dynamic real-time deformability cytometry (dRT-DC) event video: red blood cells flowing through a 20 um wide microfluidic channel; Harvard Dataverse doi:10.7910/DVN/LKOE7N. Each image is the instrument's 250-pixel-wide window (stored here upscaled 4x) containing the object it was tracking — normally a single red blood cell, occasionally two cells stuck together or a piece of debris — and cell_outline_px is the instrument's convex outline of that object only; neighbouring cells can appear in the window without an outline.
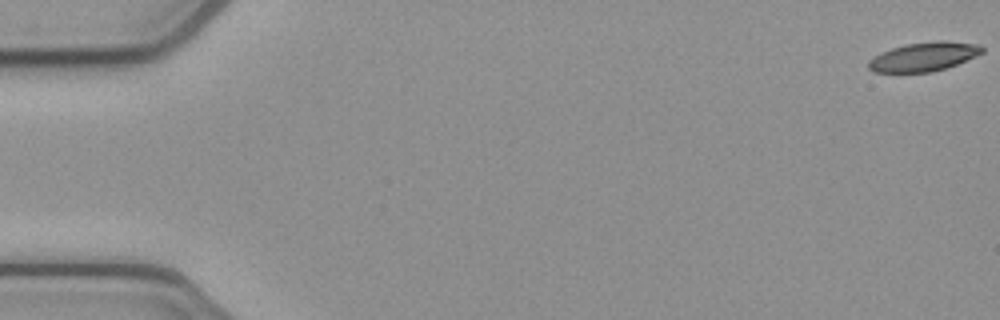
{"species": "common noctule bat (a hibernating species)", "species_latin": "Nyctalus noctula", "temperature_condition": "cold", "stored_images_in_passage": 54, "camera_frame_rate_fps": 3000, "um_per_image_px": 0.085, "animal": {"sex": "female", "body_mass_g": 21.9}, "frame": {"image": 1, "passage_image": 1, "time_ms": 0.0, "image_size_px": [1000, 320], "cell_outline_px": [[984, 52], [976, 56], [956, 64], [932, 72], [872, 72], [868, 68], [868, 60], [880, 52], [892, 48], [908, 44], [940, 40], [980, 44], [984, 48]], "centroid_in_image_um": [78.52, 4.82], "position_along_channel_um": 6.5, "area_um2": 19.13}}
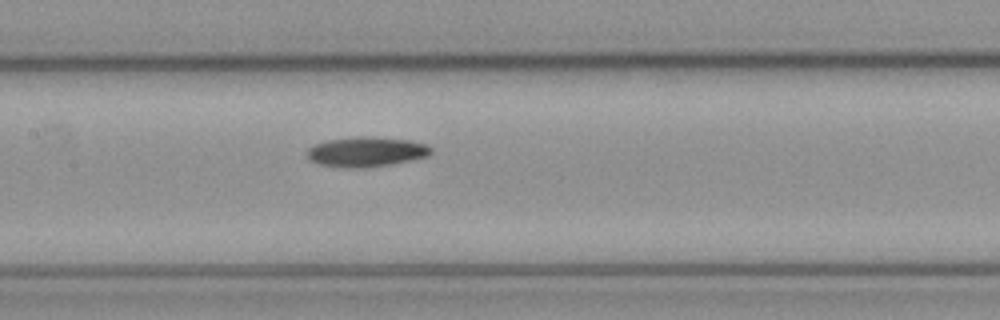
{"frame": {"image": 2, "passage_image": 26, "time_ms": 8.333, "image_size_px": [1000, 320], "cell_outline_px": [[432, 152], [428, 156], [392, 164], [368, 168], [340, 168], [320, 164], [308, 160], [308, 148], [316, 144], [328, 140], [408, 140], [428, 144], [432, 148]], "centroid_in_image_um": [31.15, 12.99], "position_along_channel_um": 176.3, "area_um2": 20.46}}
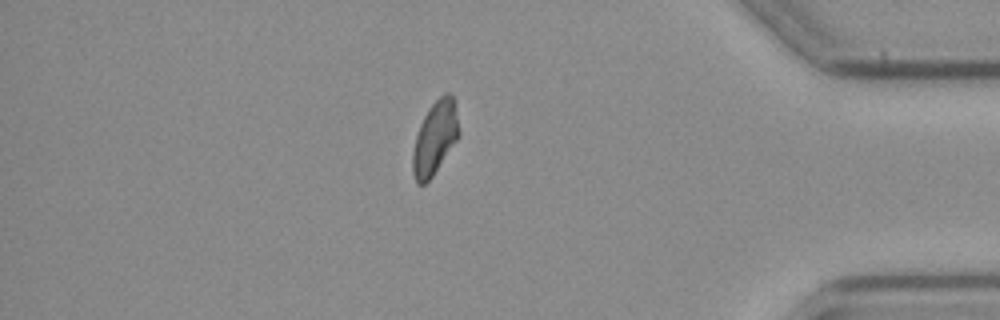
{"frame": {"image": 3, "passage_image": 46, "time_ms": 15.0, "image_size_px": [1000, 320], "cell_outline_px": [[460, 136], [432, 176], [424, 184], [416, 184], [412, 172], [412, 152], [416, 136], [420, 124], [428, 108], [444, 92], [448, 92], [456, 100], [460, 132]], "centroid_in_image_um": [36.99, 11.69], "position_along_channel_um": 398.2, "area_um2": 20.0}}